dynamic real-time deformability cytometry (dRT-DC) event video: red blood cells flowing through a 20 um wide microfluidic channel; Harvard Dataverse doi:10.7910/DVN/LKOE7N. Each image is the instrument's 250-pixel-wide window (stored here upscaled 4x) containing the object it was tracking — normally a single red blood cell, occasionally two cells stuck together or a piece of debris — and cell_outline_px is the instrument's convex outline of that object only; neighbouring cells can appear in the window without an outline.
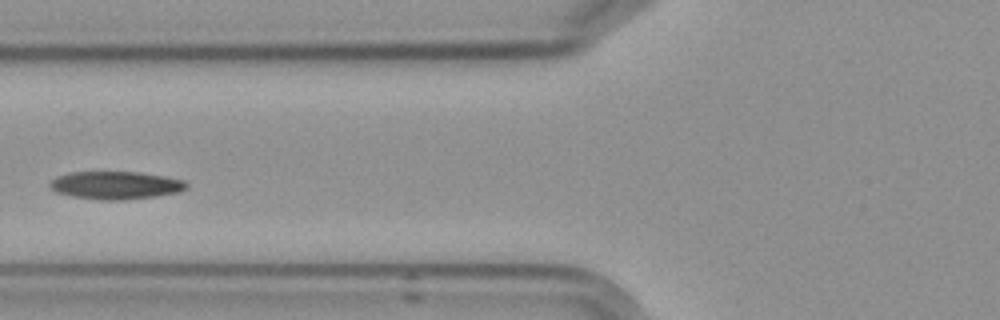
{"species": "Egyptian fruit bat (a non-hibernating species)", "species_latin": "Rousettus aegyptiacus", "temperature_condition": "cold", "stored_images_in_passage": 5, "camera_frame_rate_fps": 3000, "um_per_image_px": 0.085, "frame": {"image": 1, "passage_image": 5, "time_ms": 4.667, "image_size_px": [1000, 320], "cell_outline_px": [[188, 188], [180, 192], [156, 196], [124, 200], [100, 200], [72, 196], [56, 192], [48, 184], [56, 176], [72, 172], [140, 172], [164, 176], [184, 180], [188, 184]], "centroid_in_image_um": [9.86, 15.75], "position_along_channel_um": 115.9, "area_um2": 22.25}}